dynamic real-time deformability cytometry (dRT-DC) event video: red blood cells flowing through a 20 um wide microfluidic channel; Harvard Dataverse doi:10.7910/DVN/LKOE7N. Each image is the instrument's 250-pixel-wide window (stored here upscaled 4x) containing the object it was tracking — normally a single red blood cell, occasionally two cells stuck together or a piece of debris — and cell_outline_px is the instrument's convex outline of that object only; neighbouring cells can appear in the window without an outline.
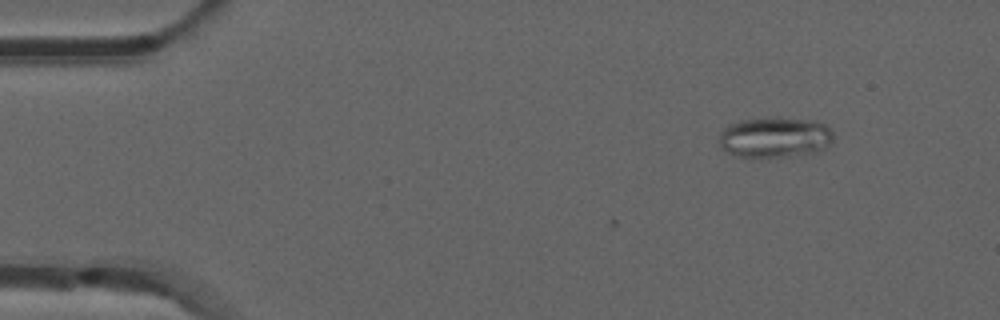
{"species": "common noctule bat (a hibernating species)", "species_latin": "Nyctalus noctula", "temperature_condition": "room temperature", "stored_images_in_passage": 4, "camera_frame_rate_fps": 3000, "um_per_image_px": 0.085, "animal": {"sex": "male", "forearm_length_mm": 52.5}, "frame": {"image": 1, "passage_image": 4, "time_ms": 1.0, "image_size_px": [1000, 320], "cell_outline_px": [[832, 140], [820, 152], [788, 156], [736, 156], [720, 148], [720, 132], [728, 124], [740, 120], [812, 120], [824, 124], [832, 132]], "centroid_in_image_um": [65.84, 11.71], "position_along_channel_um": 19.2, "area_um2": 26.07}}